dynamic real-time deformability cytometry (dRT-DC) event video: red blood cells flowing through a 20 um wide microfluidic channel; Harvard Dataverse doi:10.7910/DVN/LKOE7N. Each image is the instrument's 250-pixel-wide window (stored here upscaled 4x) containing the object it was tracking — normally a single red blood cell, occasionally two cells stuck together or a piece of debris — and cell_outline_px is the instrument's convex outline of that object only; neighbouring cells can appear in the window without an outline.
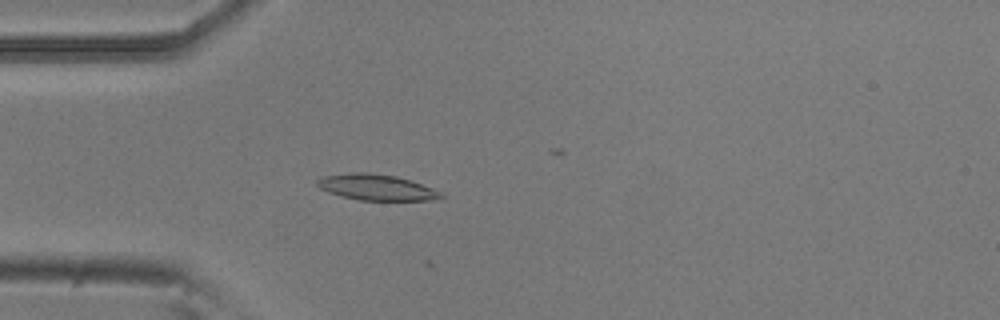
{"species": "common noctule bat (a hibernating species)", "species_latin": "Nyctalus noctula", "temperature_condition": "room temperature", "stored_images_in_passage": 8, "camera_frame_rate_fps": 3000, "um_per_image_px": 0.085, "animal": {"sex": "male", "body_mass_g": 20.5, "forearm_length_mm": 52.5}, "frame": {"image": 1, "passage_image": 2, "time_ms": 0.333, "image_size_px": [1000, 320], "cell_outline_px": [[444, 196], [432, 200], [360, 200], [328, 192], [320, 188], [316, 184], [316, 180], [320, 176], [352, 172], [368, 172], [396, 176], [432, 188], [440, 192]], "centroid_in_image_um": [31.94, 15.91], "position_along_channel_um": 53.1, "area_um2": 18.5}}
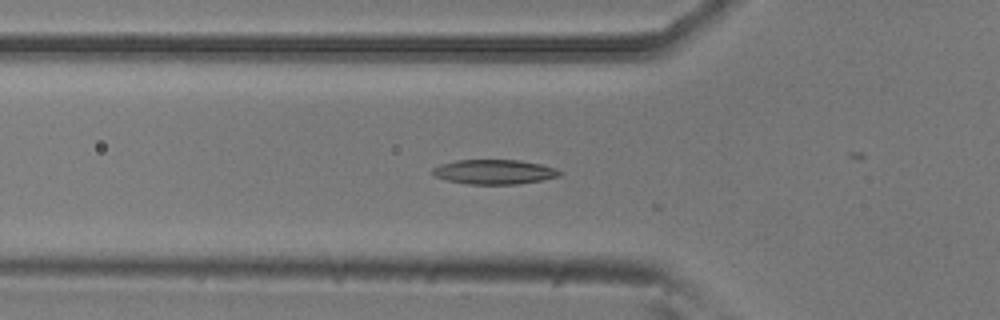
{"frame": {"image": 2, "passage_image": 5, "time_ms": 1.333, "image_size_px": [1000, 320], "cell_outline_px": [[564, 172], [560, 176], [540, 180], [516, 184], [468, 184], [448, 180], [436, 176], [432, 172], [432, 168], [440, 164], [456, 160], [520, 160], [540, 164], [556, 168]], "centroid_in_image_um": [42.03, 14.6], "position_along_channel_um": 83.8, "area_um2": 18.15}}